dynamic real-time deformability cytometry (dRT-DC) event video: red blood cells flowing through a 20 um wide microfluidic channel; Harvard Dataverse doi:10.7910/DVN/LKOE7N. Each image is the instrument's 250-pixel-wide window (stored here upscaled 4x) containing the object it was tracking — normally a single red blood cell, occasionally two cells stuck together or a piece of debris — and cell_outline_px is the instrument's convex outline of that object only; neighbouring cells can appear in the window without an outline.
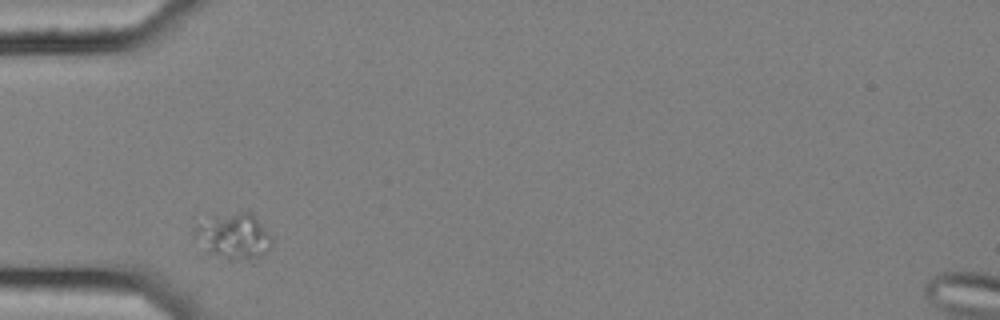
{"species": "common noctule bat (a hibernating species)", "species_latin": "Nyctalus noctula", "temperature_condition": "cold", "stored_images_in_passage": 2, "camera_frame_rate_fps": 3000, "um_per_image_px": 0.085, "animal": {"sex": "female", "body_mass_g": 25.1}, "frame": {"image": 1, "passage_image": 1, "time_ms": 0.0, "image_size_px": [1000, 320], "cell_outline_px": [[272, 244], [268, 252], [260, 256], [224, 256], [204, 252], [192, 236], [196, 224], [208, 212], [252, 212], [256, 216], [272, 236]], "centroid_in_image_um": [19.76, 19.94], "position_along_channel_um": 65.2, "area_um2": 21.04}}
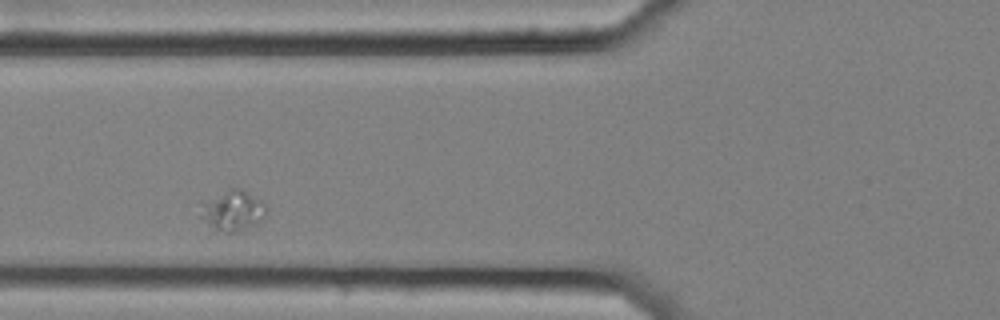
{"frame": {"image": 2, "passage_image": 2, "time_ms": 0.333, "image_size_px": [1000, 320], "cell_outline_px": [[268, 208], [264, 216], [256, 224], [236, 232], [208, 232], [200, 216], [200, 200], [228, 188], [240, 188], [260, 200]], "centroid_in_image_um": [19.65, 17.92], "position_along_channel_um": 106.2, "area_um2": 16.3}}